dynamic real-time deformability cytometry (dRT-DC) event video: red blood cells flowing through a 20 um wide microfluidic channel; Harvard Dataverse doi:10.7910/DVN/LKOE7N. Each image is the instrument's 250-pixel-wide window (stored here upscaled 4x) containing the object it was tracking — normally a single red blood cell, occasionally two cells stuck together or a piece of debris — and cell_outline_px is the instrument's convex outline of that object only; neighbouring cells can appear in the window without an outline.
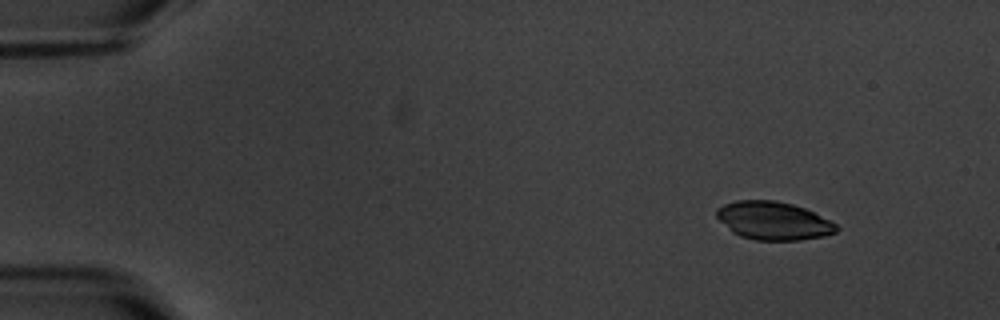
{"species": "common noctule bat (a hibernating species)", "species_latin": "Nyctalus noctula", "temperature_condition": "warm", "stored_images_in_passage": 4, "camera_frame_rate_fps": 3000, "um_per_image_px": 0.085, "animal": {"sex": "male", "body_mass_g": 20.1, "forearm_length_mm": 53.5}, "frame": {"image": 1, "passage_image": 1, "time_ms": 0.0, "image_size_px": [1000, 320], "cell_outline_px": [[840, 228], [836, 232], [824, 236], [800, 240], [756, 240], [740, 236], [732, 232], [716, 216], [716, 208], [724, 204], [736, 200], [776, 200], [792, 204], [804, 208], [836, 224]], "centroid_in_image_um": [65.72, 18.76], "position_along_channel_um": 19.3, "area_um2": 26.53}}
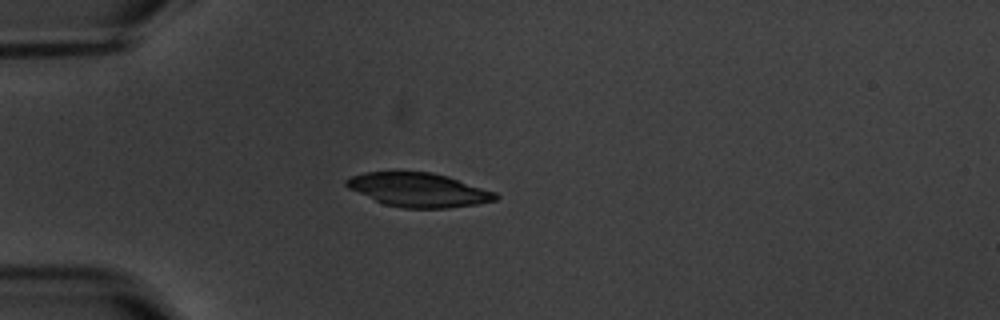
{"frame": {"image": 2, "passage_image": 4, "time_ms": 3.333, "image_size_px": [1000, 320], "cell_outline_px": [[500, 196], [496, 200], [476, 204], [448, 208], [404, 208], [384, 204], [348, 188], [344, 184], [344, 180], [352, 176], [364, 172], [432, 172], [448, 176], [496, 192]], "centroid_in_image_um": [35.59, 16.14], "position_along_channel_um": 49.4, "area_um2": 29.42}}